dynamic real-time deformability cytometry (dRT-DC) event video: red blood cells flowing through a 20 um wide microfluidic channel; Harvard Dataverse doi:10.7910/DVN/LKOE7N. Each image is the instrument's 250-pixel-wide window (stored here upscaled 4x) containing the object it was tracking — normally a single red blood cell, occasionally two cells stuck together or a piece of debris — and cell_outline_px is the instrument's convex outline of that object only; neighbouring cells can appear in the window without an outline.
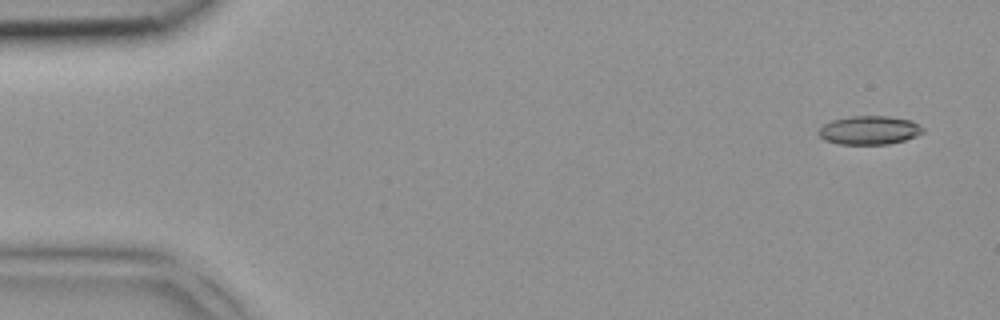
{"species": "common noctule bat (a hibernating species)", "species_latin": "Nyctalus noctula", "temperature_condition": "room temperature", "stored_images_in_passage": 5, "camera_frame_rate_fps": 3000, "um_per_image_px": 0.085, "animal": {"sex": "female", "body_mass_g": 18.4}, "frame": {"image": 1, "passage_image": 1, "time_ms": 0.0, "image_size_px": [1000, 320], "cell_outline_px": [[924, 132], [916, 136], [904, 140], [888, 144], [840, 144], [824, 140], [816, 132], [824, 124], [832, 120], [848, 116], [888, 116], [912, 120], [924, 128]], "centroid_in_image_um": [73.89, 11.06], "position_along_channel_um": 11.1, "area_um2": 17.51}}
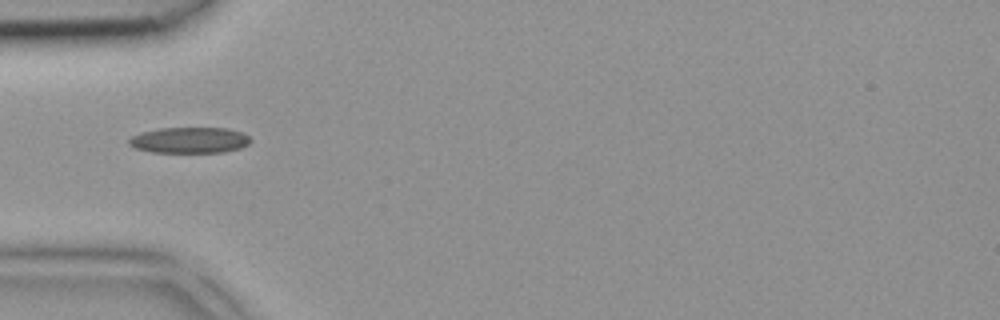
{"frame": {"image": 2, "passage_image": 3, "time_ms": 0.667, "image_size_px": [1000, 320], "cell_outline_px": [[252, 140], [248, 144], [240, 148], [224, 152], [152, 152], [136, 148], [128, 144], [128, 140], [132, 136], [140, 132], [160, 128], [228, 128], [244, 132]], "centroid_in_image_um": [16.13, 11.9], "position_along_channel_um": 68.9, "area_um2": 18.44}}